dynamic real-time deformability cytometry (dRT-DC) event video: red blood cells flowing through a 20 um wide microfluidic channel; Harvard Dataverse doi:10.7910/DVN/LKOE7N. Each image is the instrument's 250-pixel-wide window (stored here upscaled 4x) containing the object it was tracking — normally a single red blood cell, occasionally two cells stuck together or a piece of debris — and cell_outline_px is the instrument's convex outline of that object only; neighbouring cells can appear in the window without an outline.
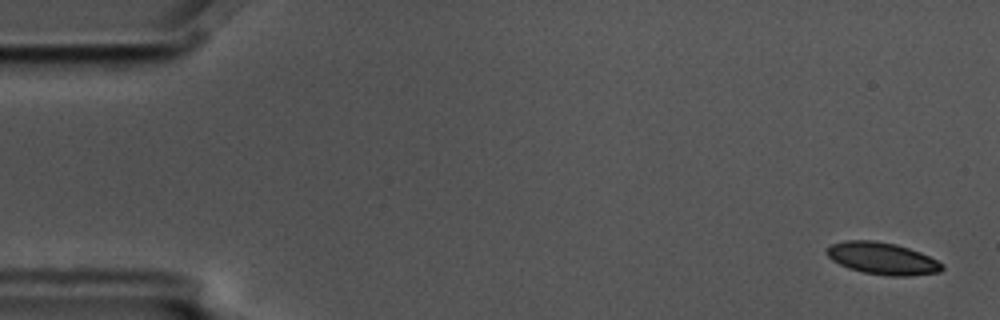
{"species": "common noctule bat (a hibernating species)", "species_latin": "Nyctalus noctula", "temperature_condition": "cold", "stored_images_in_passage": 5, "camera_frame_rate_fps": 3000, "um_per_image_px": 0.085, "animal": {"sex": "male", "body_mass_g": 17.5, "forearm_length_mm": 52.3}, "frame": {"image": 1, "passage_image": 1, "time_ms": 0.0, "image_size_px": [1000, 320], "cell_outline_px": [[944, 268], [940, 272], [908, 276], [888, 276], [864, 272], [848, 268], [832, 260], [828, 256], [828, 248], [832, 244], [844, 240], [872, 240], [896, 244], [920, 252], [944, 264]], "centroid_in_image_um": [75.02, 21.97], "position_along_channel_um": 10.0, "area_um2": 21.39}}
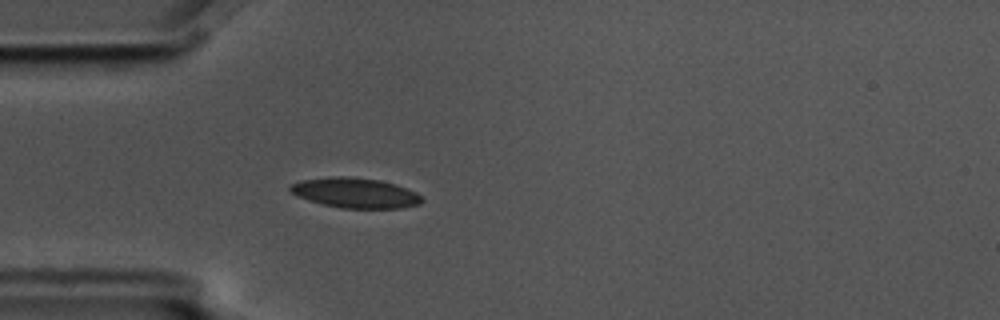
{"frame": {"image": 2, "passage_image": 5, "time_ms": 1.333, "image_size_px": [1000, 320], "cell_outline_px": [[424, 200], [420, 204], [400, 208], [340, 208], [308, 200], [296, 196], [288, 188], [292, 184], [300, 180], [328, 176], [348, 176], [380, 180], [396, 184], [416, 192]], "centroid_in_image_um": [30.19, 16.38], "position_along_channel_um": 54.8, "area_um2": 23.18}}